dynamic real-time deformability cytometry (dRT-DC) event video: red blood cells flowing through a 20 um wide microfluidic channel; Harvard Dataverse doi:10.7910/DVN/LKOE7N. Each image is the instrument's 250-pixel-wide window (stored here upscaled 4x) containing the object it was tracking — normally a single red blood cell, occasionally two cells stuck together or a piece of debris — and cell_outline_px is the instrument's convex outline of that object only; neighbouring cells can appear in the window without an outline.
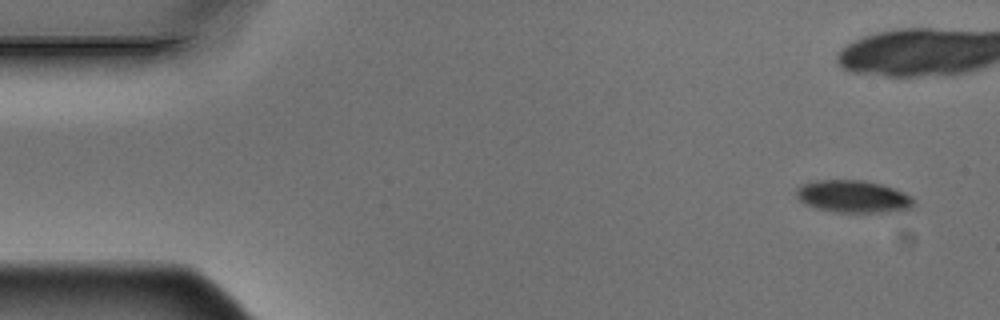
{"species": "Egyptian fruit bat (a non-hibernating species)", "species_latin": "Rousettus aegyptiacus", "temperature_condition": "warm", "stored_images_in_passage": 7, "camera_frame_rate_fps": 3000, "um_per_image_px": 0.085, "animal": {"sex": "male"}, "frame": {"image": 1, "passage_image": 1, "time_ms": 0.0, "image_size_px": [1000, 320], "cell_outline_px": [[916, 200], [908, 208], [884, 212], [836, 212], [816, 208], [804, 204], [796, 196], [796, 188], [804, 184], [816, 180], [864, 180], [880, 184], [904, 192], [912, 196]], "centroid_in_image_um": [72.49, 16.7], "position_along_channel_um": 12.5, "area_um2": 21.96}}